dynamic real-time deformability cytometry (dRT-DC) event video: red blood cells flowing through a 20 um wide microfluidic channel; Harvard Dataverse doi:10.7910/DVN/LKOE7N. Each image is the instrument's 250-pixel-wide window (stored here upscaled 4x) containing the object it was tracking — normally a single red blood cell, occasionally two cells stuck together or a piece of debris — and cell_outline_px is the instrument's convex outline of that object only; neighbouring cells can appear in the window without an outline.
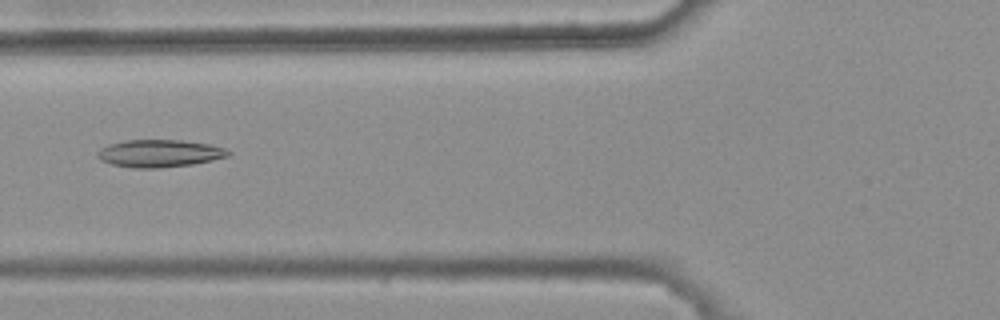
{"species": "common noctule bat (a hibernating species)", "species_latin": "Nyctalus noctula", "temperature_condition": "warm", "stored_images_in_passage": 8, "camera_frame_rate_fps": 3000, "um_per_image_px": 0.085, "animal": {"sex": "female", "body_mass_g": 25.1}, "frame": {"image": 1, "passage_image": 6, "time_ms": 1.667, "image_size_px": [1000, 320], "cell_outline_px": [[232, 152], [228, 156], [212, 160], [192, 164], [156, 168], [136, 168], [112, 164], [100, 160], [96, 156], [96, 152], [100, 148], [108, 144], [124, 140], [180, 140], [208, 144], [224, 148]], "centroid_in_image_um": [13.51, 13.03], "position_along_channel_um": 112.3, "area_um2": 20.87}}
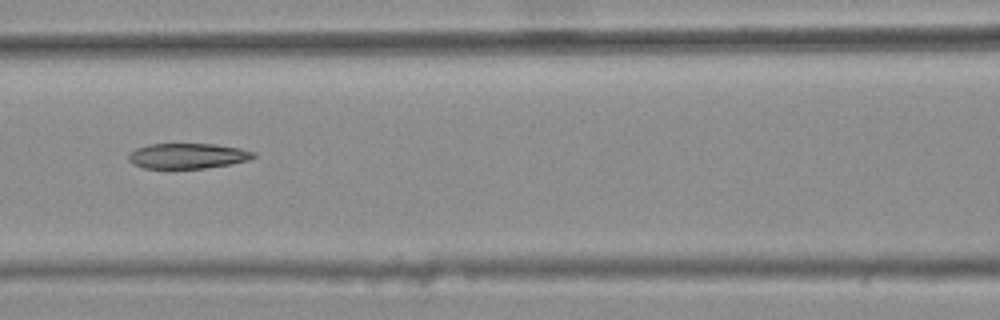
{"frame": {"image": 2, "passage_image": 7, "time_ms": 2.0, "image_size_px": [1000, 320], "cell_outline_px": [[256, 156], [248, 160], [232, 164], [204, 168], [144, 168], [128, 160], [128, 152], [136, 148], [148, 144], [216, 144], [240, 148], [256, 152]], "centroid_in_image_um": [15.96, 13.24], "position_along_channel_um": 150.6, "area_um2": 18.5}}
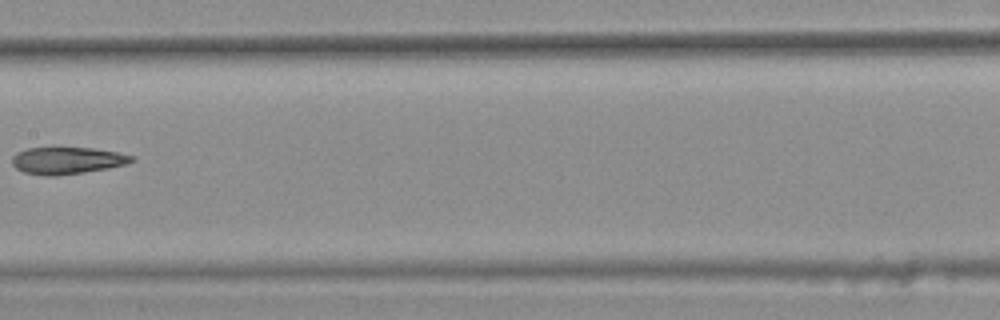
{"frame": {"image": 3, "passage_image": 8, "time_ms": 2.333, "image_size_px": [1000, 320], "cell_outline_px": [[136, 160], [124, 164], [108, 168], [84, 172], [56, 176], [44, 176], [24, 172], [16, 168], [12, 164], [12, 156], [16, 152], [28, 148], [92, 148], [120, 152], [136, 156]], "centroid_in_image_um": [5.72, 13.64], "position_along_channel_um": 201.7, "area_um2": 18.9}}